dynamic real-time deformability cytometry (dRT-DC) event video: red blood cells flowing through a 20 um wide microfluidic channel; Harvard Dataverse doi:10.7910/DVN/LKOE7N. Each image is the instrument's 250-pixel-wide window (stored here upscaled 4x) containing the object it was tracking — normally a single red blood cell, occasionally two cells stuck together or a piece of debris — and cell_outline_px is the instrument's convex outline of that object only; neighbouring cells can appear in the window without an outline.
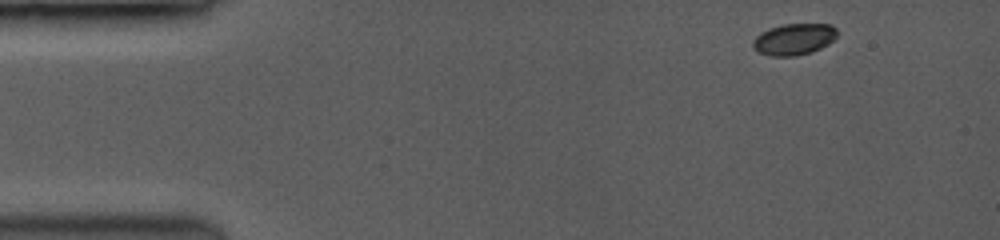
{"species": "common noctule bat (a hibernating species)", "species_latin": "Nyctalus noctula", "temperature_condition": "room temperature", "stored_images_in_passage": 15, "camera_frame_rate_fps": 3500, "um_per_image_px": 0.085, "animal": {"sex": "female", "body_mass_g": 19.0, "forearm_length_mm": 53.3}, "frame": {"image": 1, "passage_image": 1, "time_ms": 0.0, "image_size_px": [1000, 240], "cell_outline_px": [[836, 36], [828, 44], [820, 48], [808, 52], [792, 56], [772, 56], [760, 52], [752, 44], [756, 36], [760, 32], [784, 24], [828, 24], [836, 28]], "centroid_in_image_um": [67.49, 3.32], "position_along_channel_um": 17.5, "area_um2": 14.97}}
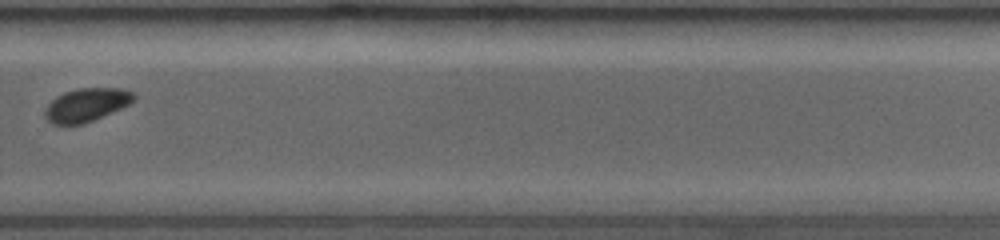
{"frame": {"image": 2, "passage_image": 11, "time_ms": 10.0, "image_size_px": [1000, 240], "cell_outline_px": [[136, 96], [128, 104], [120, 108], [84, 124], [52, 124], [44, 116], [44, 108], [56, 96], [64, 92], [80, 88], [120, 88], [132, 92]], "centroid_in_image_um": [7.3, 8.91], "position_along_channel_um": 322.5, "area_um2": 17.05}}
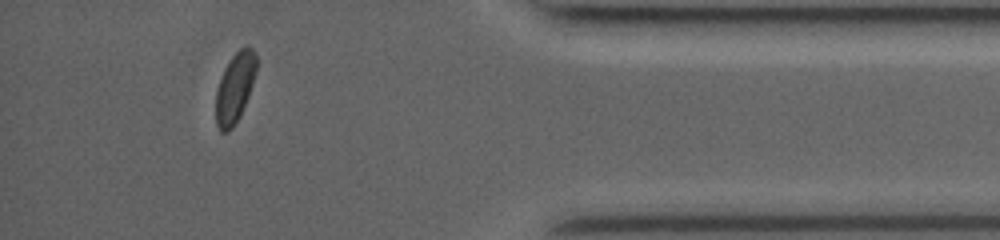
{"frame": {"image": 3, "passage_image": 14, "time_ms": 12.857, "image_size_px": [1000, 240], "cell_outline_px": [[256, 68], [252, 84], [248, 96], [240, 116], [232, 128], [228, 132], [220, 132], [216, 124], [216, 88], [220, 76], [224, 68], [232, 56], [240, 48], [248, 44], [252, 48], [256, 56]], "centroid_in_image_um": [19.94, 7.45], "position_along_channel_um": 415.3, "area_um2": 16.53}, "authors_computed_cell_mechanics": {"area_um2": 17.1666, "velocity_mm_per_s": 4.0485, "shape_relaxation_time_tau1_ms": 0.7979, "shape_relaxation_time_tau2_ms": 0.7885, "deformation_change_tau1": 0.0591, "deformation_change_tau2": 0.0207}}